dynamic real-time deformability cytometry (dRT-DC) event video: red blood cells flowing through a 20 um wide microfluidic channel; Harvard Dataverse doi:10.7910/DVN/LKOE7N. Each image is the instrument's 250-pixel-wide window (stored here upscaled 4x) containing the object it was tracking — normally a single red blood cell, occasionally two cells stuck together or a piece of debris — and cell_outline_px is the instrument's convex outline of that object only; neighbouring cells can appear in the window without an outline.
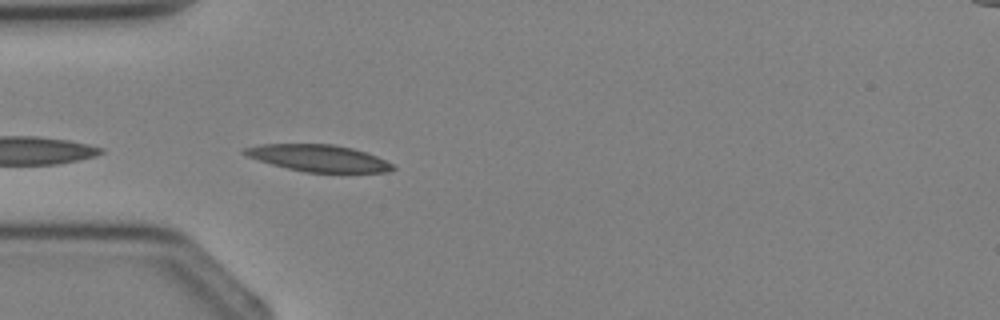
{"species": "Egyptian fruit bat (a non-hibernating species)", "species_latin": "Rousettus aegyptiacus", "temperature_condition": "cold", "stored_images_in_passage": 2, "camera_frame_rate_fps": 3000, "um_per_image_px": 0.085, "animal": {"sex": "female"}, "frame": {"image": 1, "passage_image": 2, "time_ms": 1.333, "image_size_px": [1000, 320], "cell_outline_px": [[396, 168], [388, 172], [304, 172], [272, 164], [248, 156], [240, 152], [244, 148], [260, 144], [332, 144], [352, 148], [368, 152], [392, 164]], "centroid_in_image_um": [27.08, 13.43], "position_along_channel_um": 57.9, "area_um2": 22.95}}